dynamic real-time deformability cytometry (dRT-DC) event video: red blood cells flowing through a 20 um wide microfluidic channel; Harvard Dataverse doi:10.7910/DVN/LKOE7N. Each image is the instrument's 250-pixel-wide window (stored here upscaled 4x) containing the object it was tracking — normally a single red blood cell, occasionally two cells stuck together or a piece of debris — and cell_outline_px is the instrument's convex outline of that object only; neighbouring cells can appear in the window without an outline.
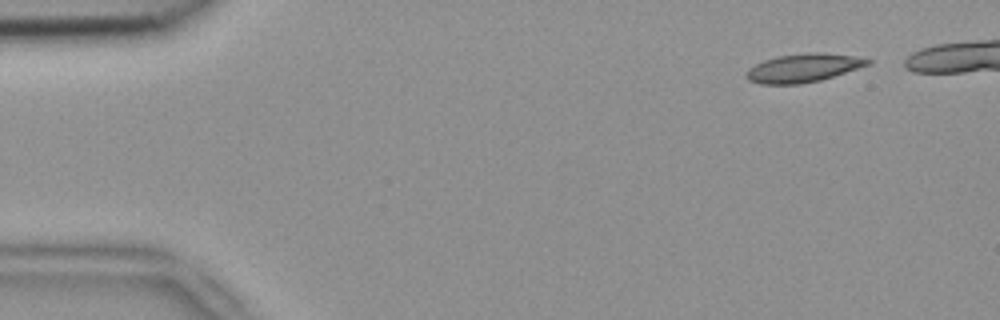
{"species": "common noctule bat (a hibernating species)", "species_latin": "Nyctalus noctula", "temperature_condition": "room temperature", "stored_images_in_passage": 4, "camera_frame_rate_fps": 3000, "um_per_image_px": 0.085, "animal": {"sex": "female", "body_mass_g": 18.4}, "frame": {"image": 1, "passage_image": 1, "time_ms": 0.0, "image_size_px": [1000, 320], "cell_outline_px": [[872, 60], [868, 64], [820, 80], [800, 84], [760, 84], [748, 80], [744, 76], [748, 68], [764, 60], [776, 56], [808, 52], [824, 52], [852, 56]], "centroid_in_image_um": [68.19, 5.77], "position_along_channel_um": 16.8, "area_um2": 19.94}}